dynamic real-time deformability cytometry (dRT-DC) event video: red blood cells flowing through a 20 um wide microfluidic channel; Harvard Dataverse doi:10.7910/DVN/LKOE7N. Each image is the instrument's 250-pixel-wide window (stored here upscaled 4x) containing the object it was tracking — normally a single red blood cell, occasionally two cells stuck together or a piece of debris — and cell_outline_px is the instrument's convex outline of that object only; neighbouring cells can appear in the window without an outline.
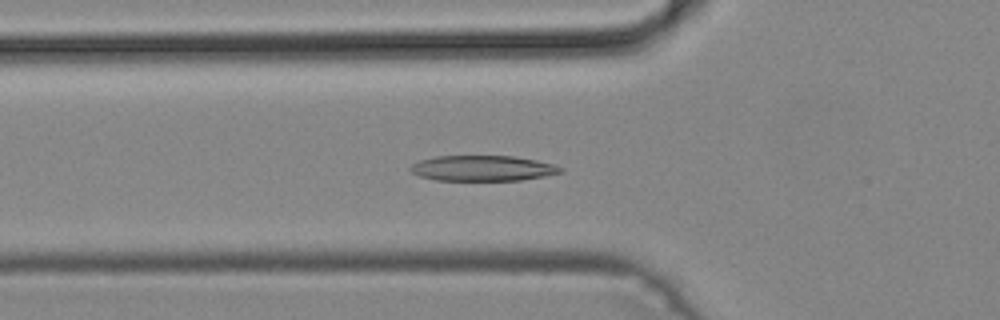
{"species": "common noctule bat (a hibernating species)", "species_latin": "Nyctalus noctula", "temperature_condition": "cold", "stored_images_in_passage": 17, "camera_frame_rate_fps": 3000, "um_per_image_px": 0.085, "animal": {"sex": "male", "body_mass_g": 19.2, "forearm_length_mm": 51.8}, "frame": {"image": 1, "passage_image": 8, "time_ms": 2.333, "image_size_px": [1000, 320], "cell_outline_px": [[564, 172], [544, 176], [520, 180], [436, 180], [420, 176], [412, 172], [408, 168], [412, 164], [420, 160], [436, 156], [512, 156], [536, 160], [552, 164], [564, 168]], "centroid_in_image_um": [41.02, 14.3], "position_along_channel_um": 84.8, "area_um2": 22.2}}
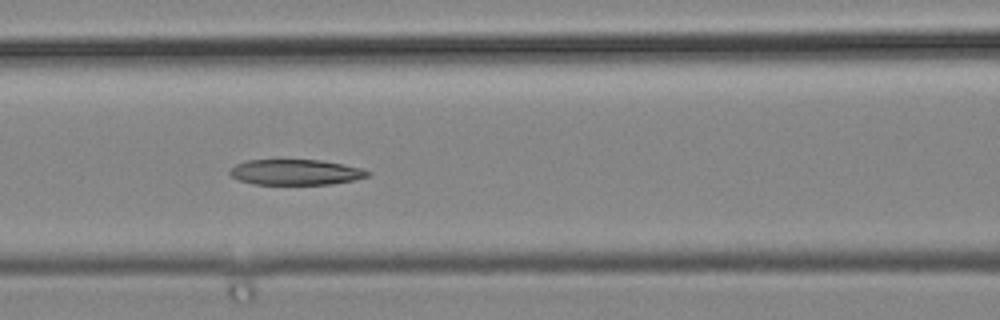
{"frame": {"image": 2, "passage_image": 12, "time_ms": 3.667, "image_size_px": [1000, 320], "cell_outline_px": [[372, 172], [368, 176], [356, 180], [332, 184], [256, 184], [240, 180], [232, 176], [228, 172], [236, 164], [248, 160], [320, 160], [364, 168]], "centroid_in_image_um": [25.19, 14.63], "position_along_channel_um": 141.4, "area_um2": 20.46}}
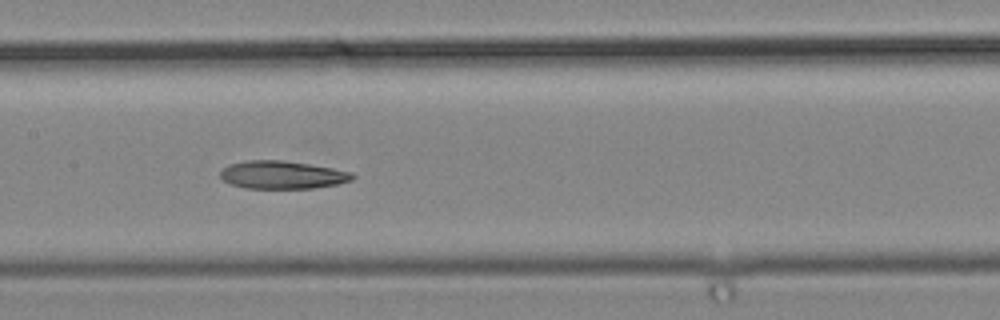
{"frame": {"image": 3, "passage_image": 15, "time_ms": 4.667, "image_size_px": [1000, 320], "cell_outline_px": [[356, 176], [352, 180], [336, 184], [312, 188], [244, 188], [228, 184], [220, 176], [220, 172], [228, 164], [248, 160], [280, 160], [308, 164], [332, 168], [352, 172]], "centroid_in_image_um": [23.97, 14.86], "position_along_channel_um": 183.4, "area_um2": 21.44}}